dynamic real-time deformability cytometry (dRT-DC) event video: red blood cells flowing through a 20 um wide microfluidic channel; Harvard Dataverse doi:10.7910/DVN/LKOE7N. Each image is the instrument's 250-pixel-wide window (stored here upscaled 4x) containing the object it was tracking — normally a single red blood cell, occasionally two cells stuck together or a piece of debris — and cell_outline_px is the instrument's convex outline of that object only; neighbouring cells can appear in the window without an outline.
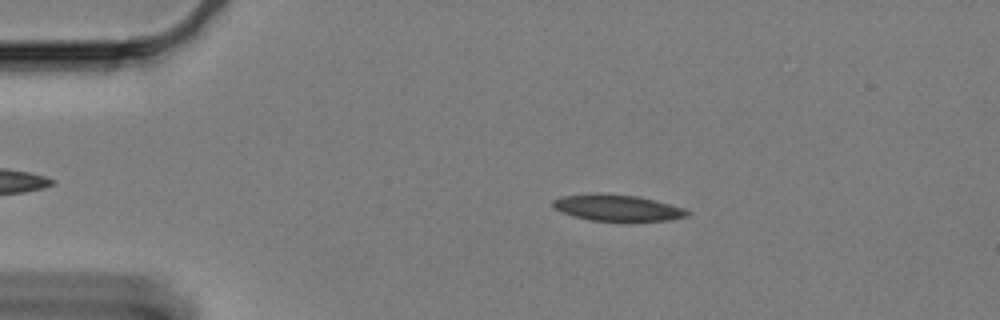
{"species": "Egyptian fruit bat (a non-hibernating species)", "species_latin": "Rousettus aegyptiacus", "temperature_condition": "cold", "stored_images_in_passage": 52, "camera_frame_rate_fps": 3000, "um_per_image_px": 0.085, "animal": {"sex": "female"}, "frame": {"image": 1, "passage_image": 11, "time_ms": 3.333, "image_size_px": [1000, 320], "cell_outline_px": [[692, 212], [688, 216], [672, 220], [628, 224], [588, 220], [560, 212], [552, 204], [552, 200], [564, 196], [596, 192], [636, 196], [656, 200], [684, 208]], "centroid_in_image_um": [52.54, 17.71], "position_along_channel_um": 32.5, "area_um2": 21.73}}
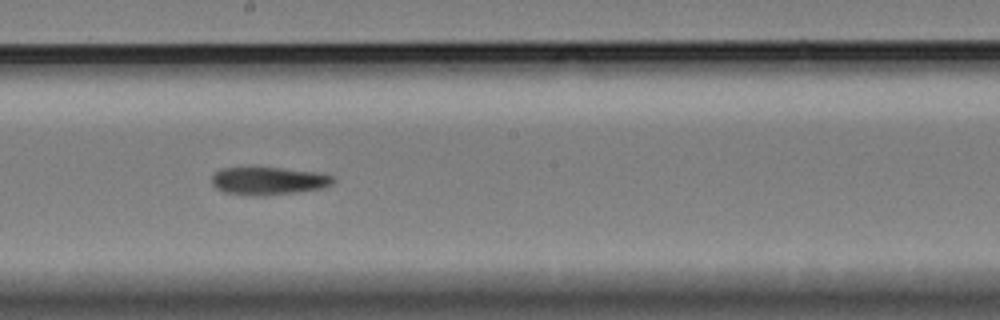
{"frame": {"image": 2, "passage_image": 33, "time_ms": 10.667, "image_size_px": [1000, 320], "cell_outline_px": [[336, 180], [332, 184], [324, 188], [264, 196], [256, 196], [224, 192], [216, 188], [212, 184], [212, 176], [220, 168], [280, 168], [316, 172], [332, 176]], "centroid_in_image_um": [22.82, 15.38], "position_along_channel_um": 225.4, "area_um2": 19.54}}
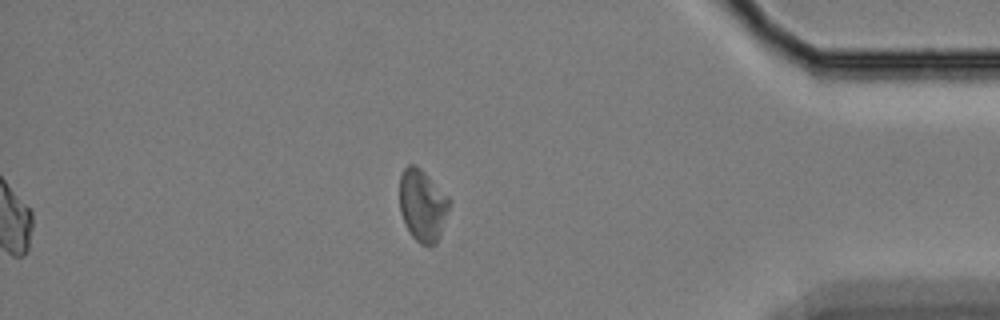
{"frame": {"image": 3, "passage_image": 52, "time_ms": 17.0, "image_size_px": [1000, 320], "cell_outline_px": [[448, 208], [440, 236], [436, 244], [420, 244], [412, 236], [400, 212], [400, 176], [404, 168], [408, 164], [416, 164], [448, 196]], "centroid_in_image_um": [35.89, 17.43], "position_along_channel_um": 399.3, "area_um2": 20.4}}